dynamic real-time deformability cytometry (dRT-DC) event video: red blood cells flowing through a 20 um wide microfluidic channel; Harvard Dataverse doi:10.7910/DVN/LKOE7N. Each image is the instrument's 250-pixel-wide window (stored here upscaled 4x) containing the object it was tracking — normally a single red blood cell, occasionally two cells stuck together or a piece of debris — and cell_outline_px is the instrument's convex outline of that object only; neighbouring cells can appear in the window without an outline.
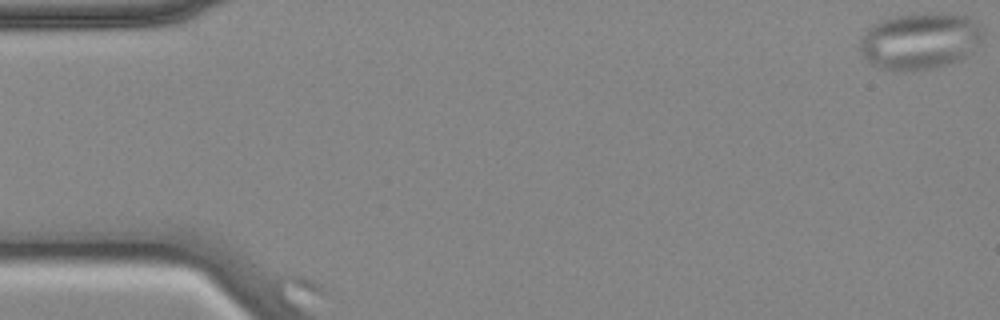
{"species": "common noctule bat (a hibernating species)", "species_latin": "Nyctalus noctula", "temperature_condition": "cold", "stored_images_in_passage": 2, "camera_frame_rate_fps": 3000, "um_per_image_px": 0.085, "animal": {"sex": "female", "body_mass_g": 18.4}, "frame": {"image": 1, "passage_image": 1, "time_ms": 0.0, "image_size_px": [1000, 320], "cell_outline_px": [[984, 32], [980, 40], [964, 56], [956, 60], [944, 64], [928, 68], [880, 68], [872, 64], [868, 60], [860, 48], [860, 40], [868, 28], [872, 24], [896, 16], [920, 12], [940, 12], [964, 16], [980, 24], [984, 28]], "centroid_in_image_um": [78.2, 3.41], "position_along_channel_um": 6.8, "area_um2": 39.42}}